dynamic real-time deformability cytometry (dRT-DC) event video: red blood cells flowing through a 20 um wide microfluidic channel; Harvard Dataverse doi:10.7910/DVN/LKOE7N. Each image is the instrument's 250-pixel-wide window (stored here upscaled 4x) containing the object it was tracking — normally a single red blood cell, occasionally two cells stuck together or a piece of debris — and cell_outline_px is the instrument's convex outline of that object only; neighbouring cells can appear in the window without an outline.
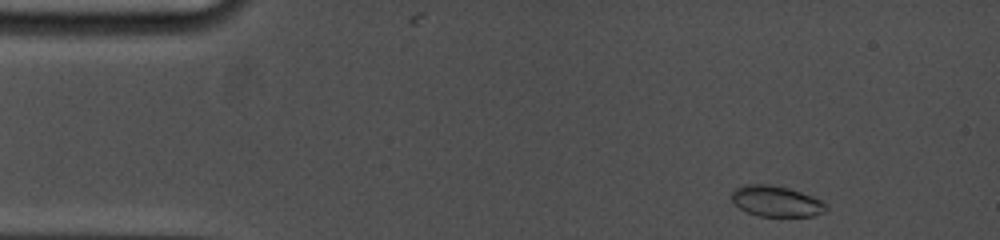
{"species": "common noctule bat (a hibernating species)", "species_latin": "Nyctalus noctula", "temperature_condition": "cold", "stored_images_in_passage": 30, "camera_frame_rate_fps": 5000, "um_per_image_px": 0.085, "animal": {"sex": "female", "body_mass_g": 19.0, "forearm_length_mm": 53.3}, "frame": {"image": 1, "passage_image": 1, "time_ms": 0.0, "image_size_px": [1000, 240], "cell_outline_px": [[828, 208], [824, 212], [816, 216], [760, 216], [748, 212], [740, 208], [732, 200], [732, 192], [736, 188], [744, 184], [768, 184], [788, 188], [812, 196], [820, 200]], "centroid_in_image_um": [65.98, 17.1], "position_along_channel_um": 19.0, "area_um2": 16.76}}
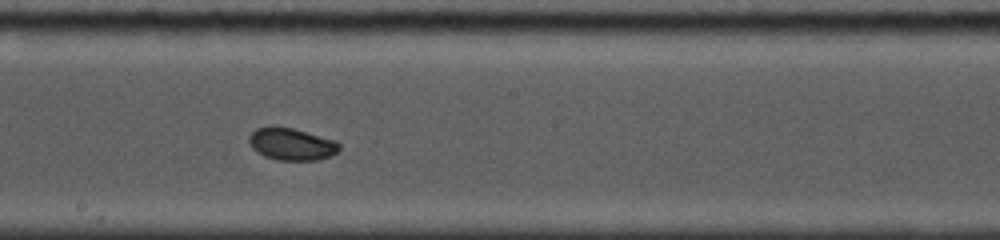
{"frame": {"image": 2, "passage_image": 19, "time_ms": 7.6, "image_size_px": [1000, 240], "cell_outline_px": [[340, 148], [332, 156], [316, 160], [276, 160], [264, 156], [256, 152], [252, 148], [248, 140], [248, 136], [256, 128], [276, 124], [292, 128], [336, 140], [340, 144]], "centroid_in_image_um": [24.75, 12.23], "position_along_channel_um": 223.5, "area_um2": 17.28}}
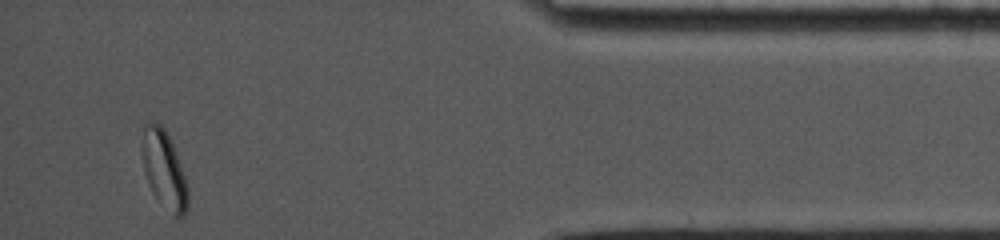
{"frame": {"image": 3, "passage_image": 30, "time_ms": 13.8, "image_size_px": [1000, 240], "cell_outline_px": [[188, 208], [184, 216], [176, 220], [172, 216], [152, 192], [148, 184], [144, 172], [140, 148], [140, 124], [148, 120], [160, 124], [164, 128], [172, 144], [180, 164], [188, 188]], "centroid_in_image_um": [13.88, 14.38], "position_along_channel_um": 421.3, "area_um2": 21.5}, "authors_computed_cell_mechanics": {"area_um2": 17.2533, "velocity_mm_per_s": 3.7732, "shape_relaxation_time_tau1_ms": 5.2036, "shape_relaxation_time_tau2_ms": 3.1228, "deformation_change_tau1": 0.1036, "deformation_change_tau2": 0.0382}}